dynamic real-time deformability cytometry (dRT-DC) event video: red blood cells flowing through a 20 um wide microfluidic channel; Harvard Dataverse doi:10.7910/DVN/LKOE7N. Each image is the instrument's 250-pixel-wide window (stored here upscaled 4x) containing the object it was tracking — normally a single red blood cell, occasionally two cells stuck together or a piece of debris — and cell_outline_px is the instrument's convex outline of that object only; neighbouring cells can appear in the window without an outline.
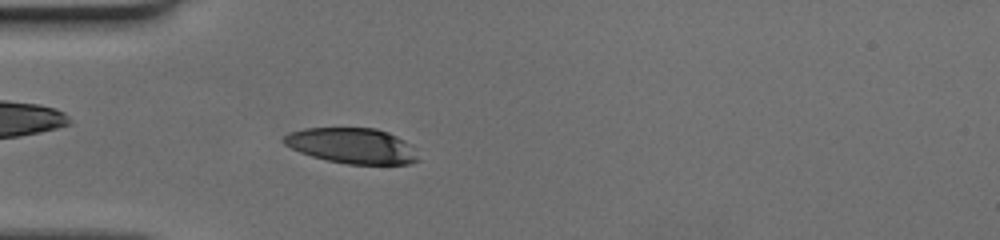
{"species": "human", "species_latin": "Homo sapiens", "temperature_condition": "cold", "stored_images_in_passage": 44, "camera_frame_rate_fps": 3000, "um_per_image_px": 0.085, "donor": {"sex": "female"}, "frame": {"image": 1, "passage_image": 7, "time_ms": 2.0, "image_size_px": [1000, 240], "cell_outline_px": [[420, 160], [412, 164], [348, 164], [328, 160], [312, 156], [300, 152], [284, 144], [280, 140], [288, 132], [304, 128], [376, 128], [388, 132], [404, 140], [408, 144]], "centroid_in_image_um": [29.89, 12.38], "position_along_channel_um": 55.1, "area_um2": 27.69}}
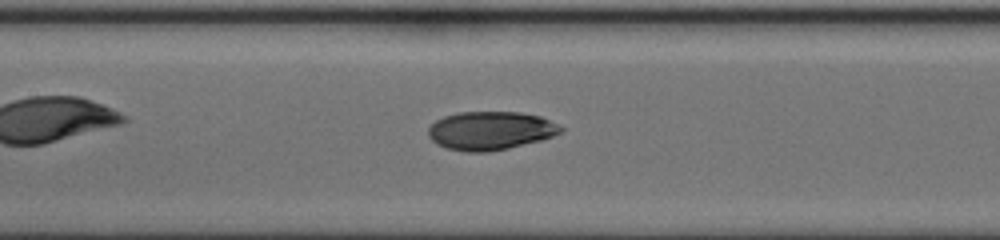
{"frame": {"image": 2, "passage_image": 16, "time_ms": 5.0, "image_size_px": [1000, 240], "cell_outline_px": [[564, 128], [560, 132], [552, 136], [540, 140], [508, 148], [488, 152], [468, 152], [444, 148], [436, 144], [428, 136], [428, 128], [436, 120], [444, 116], [460, 112], [520, 112], [540, 116]], "centroid_in_image_um": [41.64, 11.11], "position_along_channel_um": 165.8, "area_um2": 29.59}}
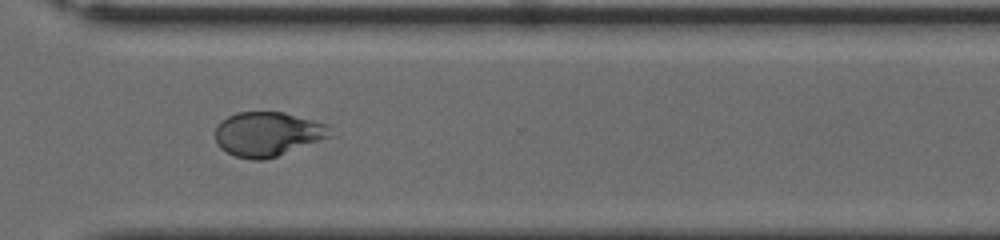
{"frame": {"image": 3, "passage_image": 30, "time_ms": 9.667, "image_size_px": [1000, 240], "cell_outline_px": [[336, 136], [264, 160], [252, 160], [236, 156], [220, 148], [216, 144], [216, 128], [228, 116], [236, 112], [284, 112], [328, 124]], "centroid_in_image_um": [22.82, 11.39], "position_along_channel_um": 347.8, "area_um2": 29.88}}